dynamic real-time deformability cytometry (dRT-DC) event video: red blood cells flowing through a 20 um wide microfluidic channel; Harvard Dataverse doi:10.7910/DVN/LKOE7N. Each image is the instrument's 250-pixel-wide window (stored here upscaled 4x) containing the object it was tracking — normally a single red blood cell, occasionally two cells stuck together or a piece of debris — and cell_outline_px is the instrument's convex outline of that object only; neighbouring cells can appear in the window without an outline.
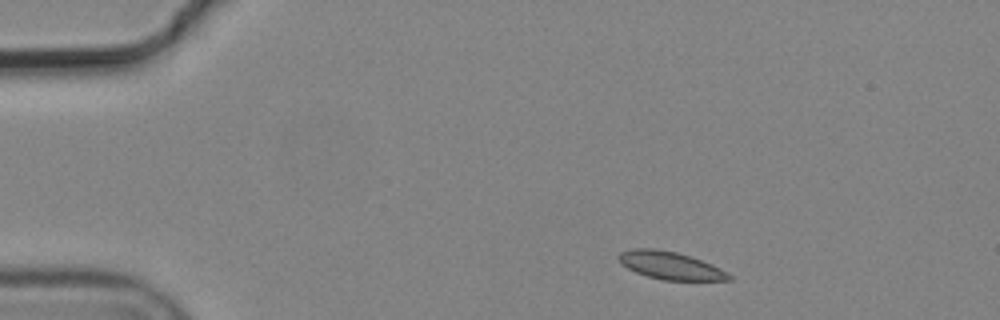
{"species": "common noctule bat (a hibernating species)", "species_latin": "Nyctalus noctula", "temperature_condition": "cold", "stored_images_in_passage": 5, "camera_frame_rate_fps": 3000, "um_per_image_px": 0.085, "animal": {"sex": "male", "body_mass_g": 19.2, "forearm_length_mm": 51.8}, "frame": {"image": 1, "passage_image": 2, "time_ms": 0.333, "image_size_px": [1000, 320], "cell_outline_px": [[732, 280], [664, 280], [648, 276], [636, 272], [628, 268], [616, 256], [620, 252], [632, 248], [652, 248], [676, 252], [692, 256], [712, 264], [720, 268], [732, 276]], "centroid_in_image_um": [56.99, 22.56], "position_along_channel_um": 28.0, "area_um2": 17.69}}